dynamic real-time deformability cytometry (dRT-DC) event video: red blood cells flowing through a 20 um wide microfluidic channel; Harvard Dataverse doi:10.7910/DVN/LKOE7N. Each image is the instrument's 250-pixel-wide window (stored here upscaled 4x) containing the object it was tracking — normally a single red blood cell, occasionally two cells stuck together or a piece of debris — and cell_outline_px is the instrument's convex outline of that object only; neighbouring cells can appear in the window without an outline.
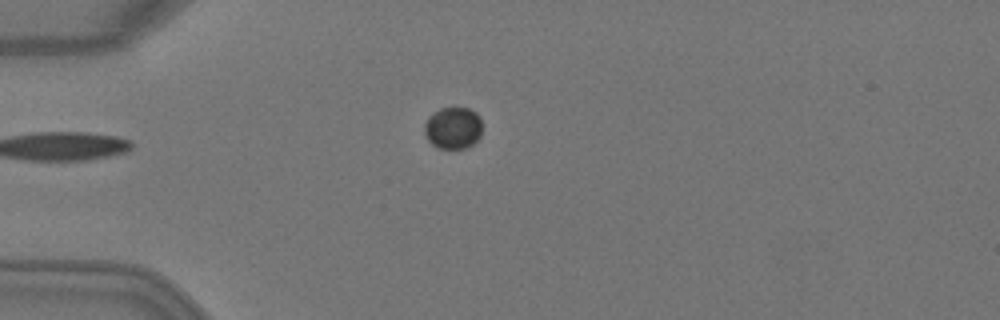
{"species": "Egyptian fruit bat (a non-hibernating species)", "species_latin": "Rousettus aegyptiacus", "temperature_condition": "warm", "stored_images_in_passage": 5, "camera_frame_rate_fps": 3000, "um_per_image_px": 0.085, "animal": {"sex": "female"}, "frame": {"image": 1, "passage_image": 5, "time_ms": 1.333, "image_size_px": [1000, 320], "cell_outline_px": [[480, 136], [472, 144], [464, 148], [436, 148], [424, 136], [424, 124], [428, 116], [440, 108], [452, 104], [468, 108], [476, 112], [480, 116]], "centroid_in_image_um": [38.47, 10.82], "position_along_channel_um": 46.5, "area_um2": 14.51}}